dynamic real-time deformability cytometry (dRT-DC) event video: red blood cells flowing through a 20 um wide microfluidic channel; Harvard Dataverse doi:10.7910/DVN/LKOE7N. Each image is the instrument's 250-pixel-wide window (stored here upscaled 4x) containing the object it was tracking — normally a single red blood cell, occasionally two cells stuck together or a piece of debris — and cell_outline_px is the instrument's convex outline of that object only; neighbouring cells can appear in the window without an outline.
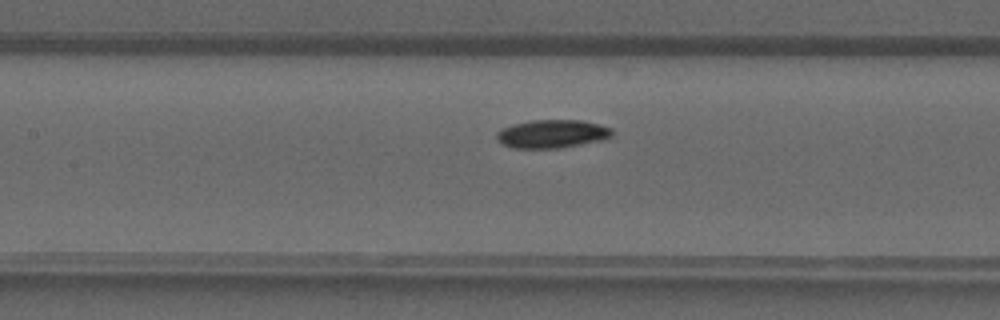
{"species": "common noctule bat (a hibernating species)", "species_latin": "Nyctalus noctula", "temperature_condition": "warm", "stored_images_in_passage": 39, "camera_frame_rate_fps": 3000, "um_per_image_px": 0.085, "animal": {"sex": "male", "forearm_length_mm": 52.5}, "frame": {"image": 1, "passage_image": 17, "time_ms": 5.333, "image_size_px": [1000, 320], "cell_outline_px": [[612, 136], [608, 140], [564, 148], [512, 148], [504, 144], [496, 136], [496, 132], [512, 124], [532, 120], [584, 120], [600, 124], [612, 128]], "centroid_in_image_um": [47.03, 11.38], "position_along_channel_um": 160.4, "area_um2": 19.36}}
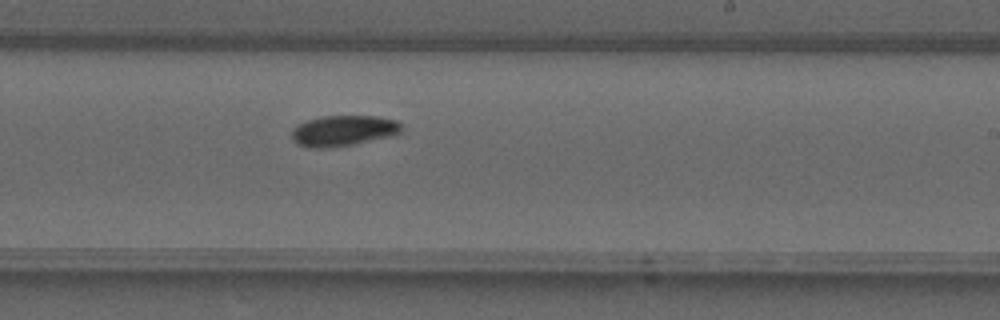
{"frame": {"image": 2, "passage_image": 23, "time_ms": 7.333, "image_size_px": [1000, 320], "cell_outline_px": [[404, 128], [400, 132], [388, 136], [352, 144], [328, 148], [308, 148], [292, 140], [292, 128], [308, 120], [324, 116], [376, 116], [396, 120]], "centroid_in_image_um": [29.17, 11.1], "position_along_channel_um": 259.8, "area_um2": 19.36}}
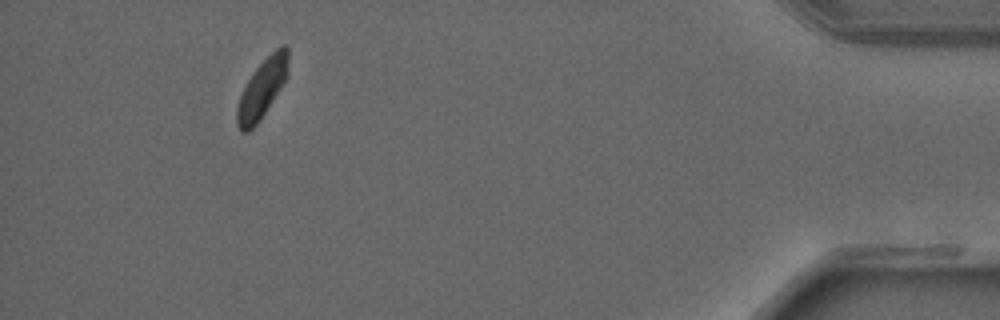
{"frame": {"image": 3, "passage_image": 36, "time_ms": 11.667, "image_size_px": [1000, 320], "cell_outline_px": [[288, 76], [284, 84], [256, 124], [248, 132], [240, 132], [236, 124], [236, 108], [240, 96], [248, 80], [256, 68], [280, 44], [288, 44]], "centroid_in_image_um": [22.29, 7.52], "position_along_channel_um": 412.9, "area_um2": 17.51}}